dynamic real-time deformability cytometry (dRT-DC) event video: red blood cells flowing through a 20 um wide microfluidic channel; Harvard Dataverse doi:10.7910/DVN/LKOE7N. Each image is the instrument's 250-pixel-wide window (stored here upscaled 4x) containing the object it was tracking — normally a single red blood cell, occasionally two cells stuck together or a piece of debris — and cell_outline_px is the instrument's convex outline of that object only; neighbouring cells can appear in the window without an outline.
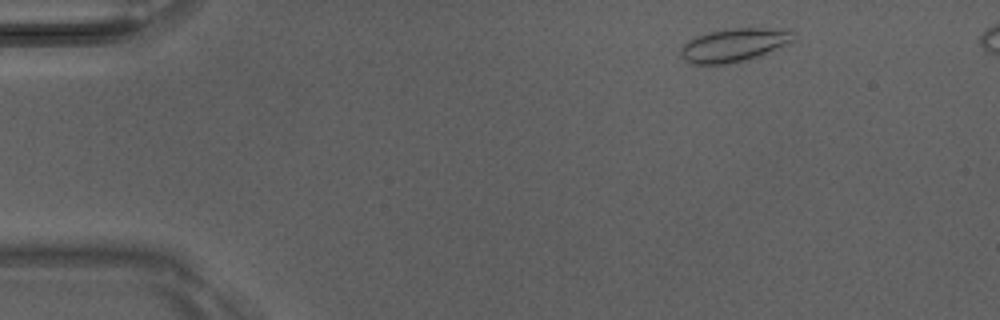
{"species": "Egyptian fruit bat (a non-hibernating species)", "species_latin": "Rousettus aegyptiacus", "temperature_condition": "room temperature", "stored_images_in_passage": 6, "camera_frame_rate_fps": 3000, "um_per_image_px": 0.085, "animal": {"sex": "male"}, "frame": {"image": 1, "passage_image": 6, "time_ms": 1.667, "image_size_px": [1000, 320], "cell_outline_px": [[796, 32], [792, 40], [784, 44], [748, 60], [736, 64], [692, 64], [684, 60], [680, 56], [680, 48], [692, 36], [708, 32], [732, 28], [768, 28]], "centroid_in_image_um": [62.28, 3.84], "position_along_channel_um": 22.7, "area_um2": 21.85}}